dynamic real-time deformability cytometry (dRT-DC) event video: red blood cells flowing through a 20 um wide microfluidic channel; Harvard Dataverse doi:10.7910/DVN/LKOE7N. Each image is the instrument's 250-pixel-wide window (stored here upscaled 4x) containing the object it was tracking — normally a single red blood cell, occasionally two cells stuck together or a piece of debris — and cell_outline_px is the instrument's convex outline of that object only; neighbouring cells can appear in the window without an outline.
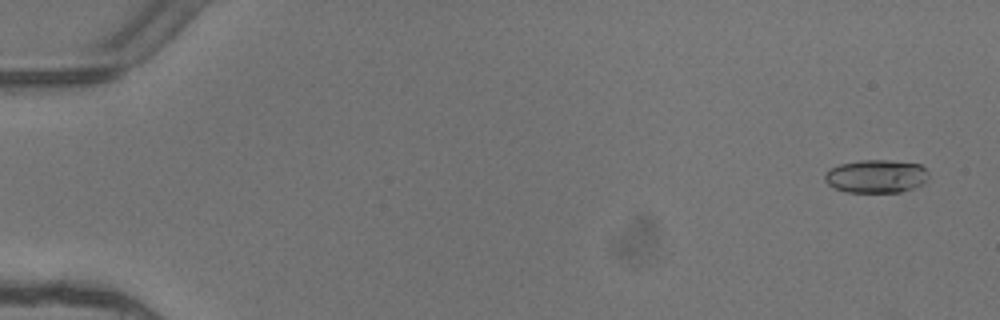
{"species": "common noctule bat (a hibernating species)", "species_latin": "Nyctalus noctula", "temperature_condition": "warm", "stored_images_in_passage": 6, "camera_frame_rate_fps": 3000, "um_per_image_px": 0.085, "animal": {"sex": "female"}, "frame": {"image": 1, "passage_image": 1, "time_ms": 0.0, "image_size_px": [1000, 320], "cell_outline_px": [[928, 176], [924, 184], [900, 192], [844, 192], [828, 184], [824, 180], [824, 176], [832, 168], [840, 164], [860, 160], [888, 160], [920, 164], [928, 172]], "centroid_in_image_um": [74.49, 14.98], "position_along_channel_um": 10.5, "area_um2": 20.0}}
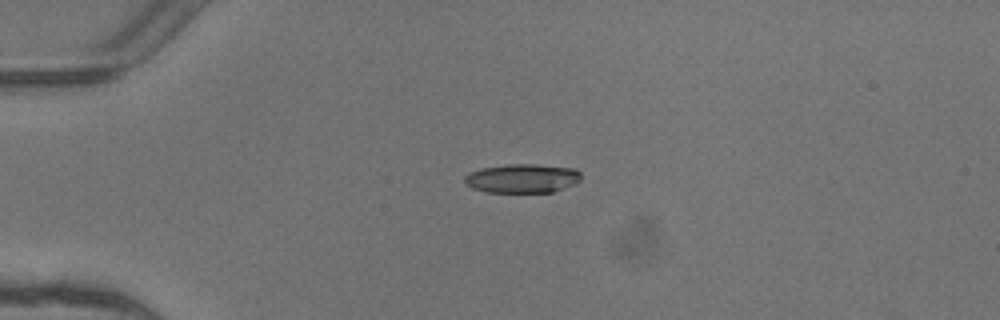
{"frame": {"image": 2, "passage_image": 4, "time_ms": 1.0, "image_size_px": [1000, 320], "cell_outline_px": [[580, 180], [576, 184], [552, 192], [484, 192], [472, 188], [464, 184], [464, 176], [468, 172], [480, 168], [508, 164], [536, 164], [572, 168], [580, 172]], "centroid_in_image_um": [44.35, 15.16], "position_along_channel_um": 40.7, "area_um2": 19.88}}
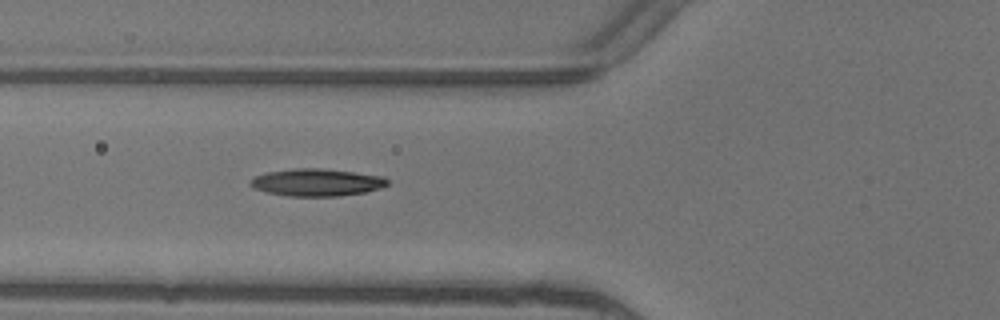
{"frame": {"image": 3, "passage_image": 6, "time_ms": 1.667, "image_size_px": [1000, 320], "cell_outline_px": [[388, 184], [380, 188], [364, 192], [336, 196], [288, 196], [268, 192], [252, 188], [248, 184], [248, 180], [256, 176], [268, 172], [292, 168], [320, 168], [384, 176], [388, 180]], "centroid_in_image_um": [26.88, 15.5], "position_along_channel_um": 98.9, "area_um2": 21.79}}